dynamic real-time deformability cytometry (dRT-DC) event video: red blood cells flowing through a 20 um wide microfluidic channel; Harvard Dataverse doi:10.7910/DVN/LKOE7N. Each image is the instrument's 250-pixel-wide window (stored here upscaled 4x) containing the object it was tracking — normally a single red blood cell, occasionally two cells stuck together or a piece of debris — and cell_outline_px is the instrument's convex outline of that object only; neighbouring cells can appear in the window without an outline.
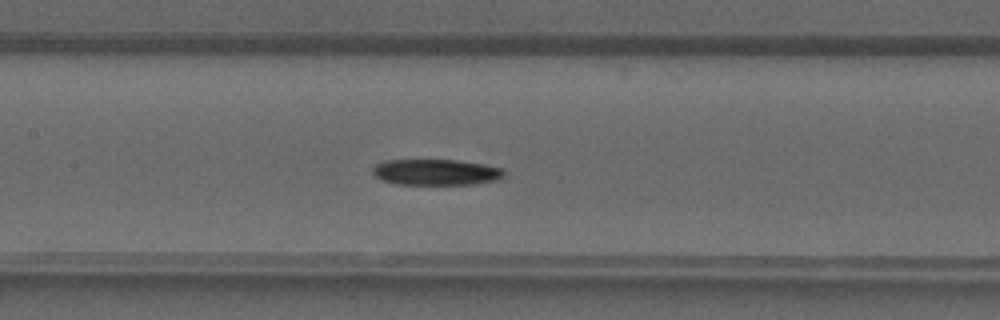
{"species": "common noctule bat (a hibernating species)", "species_latin": "Nyctalus noctula", "temperature_condition": "warm", "stored_images_in_passage": 35, "camera_frame_rate_fps": 3000, "um_per_image_px": 0.085, "animal": {"sex": "male", "forearm_length_mm": 52.5}, "frame": {"image": 1, "passage_image": 19, "time_ms": 6.0, "image_size_px": [1000, 320], "cell_outline_px": [[504, 176], [500, 180], [476, 184], [396, 184], [380, 180], [372, 172], [372, 168], [376, 164], [384, 160], [456, 160], [484, 164], [504, 168]], "centroid_in_image_um": [37.08, 14.63], "position_along_channel_um": 170.3, "area_um2": 20.11}}
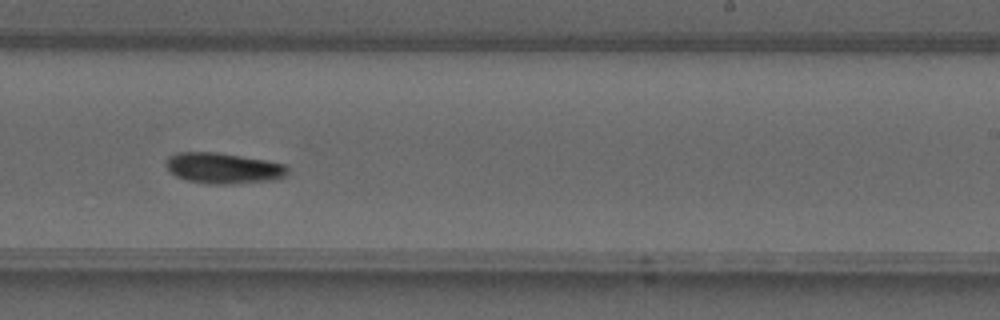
{"frame": {"image": 2, "passage_image": 25, "time_ms": 8.0, "image_size_px": [1000, 320], "cell_outline_px": [[288, 172], [284, 176], [276, 180], [232, 184], [208, 184], [188, 180], [176, 176], [164, 164], [164, 160], [168, 156], [180, 152], [216, 152], [268, 160], [284, 164], [288, 168]], "centroid_in_image_um": [18.99, 14.29], "position_along_channel_um": 270.0, "area_um2": 21.96}}
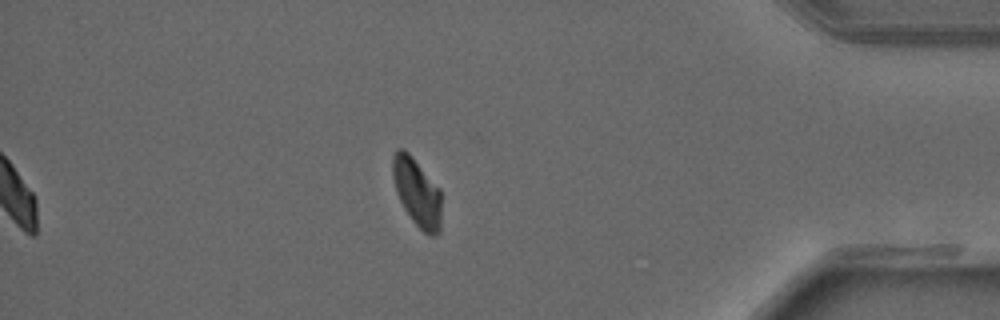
{"frame": {"image": 3, "passage_image": 35, "time_ms": 11.333, "image_size_px": [1000, 320], "cell_outline_px": [[440, 232], [436, 236], [428, 236], [412, 220], [404, 208], [396, 192], [392, 176], [392, 156], [396, 148], [404, 148], [412, 156], [440, 188]], "centroid_in_image_um": [35.43, 16.32], "position_along_channel_um": 399.8, "area_um2": 19.48}}